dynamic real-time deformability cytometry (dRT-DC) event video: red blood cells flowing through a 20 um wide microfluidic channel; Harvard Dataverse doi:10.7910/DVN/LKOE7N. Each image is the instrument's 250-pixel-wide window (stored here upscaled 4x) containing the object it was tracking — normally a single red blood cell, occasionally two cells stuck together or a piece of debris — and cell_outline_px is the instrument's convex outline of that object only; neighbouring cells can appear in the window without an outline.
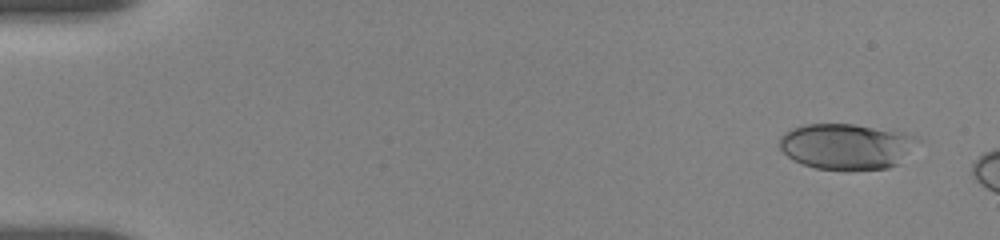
{"species": "human", "species_latin": "Homo sapiens", "temperature_condition": "room temperature", "stored_images_in_passage": 3, "camera_frame_rate_fps": 3000, "um_per_image_px": 0.085, "donor": {"sex": "female"}, "frame": {"image": 1, "passage_image": 1, "time_ms": 0.0, "image_size_px": [1000, 240], "cell_outline_px": [[916, 140], [896, 164], [888, 168], [848, 172], [816, 168], [800, 164], [792, 160], [780, 148], [780, 136], [784, 132], [792, 128], [804, 124], [852, 124], [908, 132], [916, 136]], "centroid_in_image_um": [71.87, 12.46], "position_along_channel_um": 13.1, "area_um2": 37.05}}